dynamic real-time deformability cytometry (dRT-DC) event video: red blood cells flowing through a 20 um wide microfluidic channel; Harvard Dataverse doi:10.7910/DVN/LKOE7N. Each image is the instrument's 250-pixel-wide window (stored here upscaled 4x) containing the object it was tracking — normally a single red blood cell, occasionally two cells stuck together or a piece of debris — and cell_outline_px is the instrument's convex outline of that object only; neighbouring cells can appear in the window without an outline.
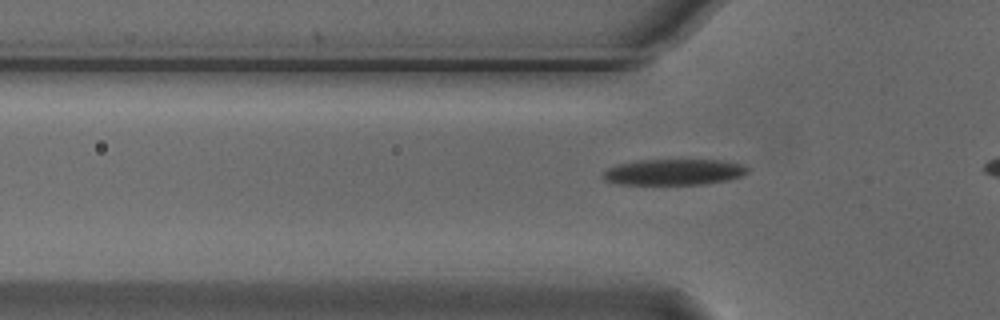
{"species": "Egyptian fruit bat (a non-hibernating species)", "species_latin": "Rousettus aegyptiacus", "temperature_condition": "cold", "stored_images_in_passage": 4, "segment_of_instrument_passage": [2, 2], "camera_frame_rate_fps": 3000, "um_per_image_px": 0.085, "animal": {"sex": "male"}, "frame": {"image": 1, "passage_image": 4, "time_ms": 1.0, "image_size_px": [1000, 320], "cell_outline_px": [[748, 172], [740, 176], [728, 180], [704, 184], [616, 184], [604, 180], [600, 176], [608, 168], [620, 164], [636, 160], [720, 160], [740, 164], [748, 168]], "centroid_in_image_um": [57.24, 14.63], "position_along_channel_um": 68.6, "area_um2": 21.79}}